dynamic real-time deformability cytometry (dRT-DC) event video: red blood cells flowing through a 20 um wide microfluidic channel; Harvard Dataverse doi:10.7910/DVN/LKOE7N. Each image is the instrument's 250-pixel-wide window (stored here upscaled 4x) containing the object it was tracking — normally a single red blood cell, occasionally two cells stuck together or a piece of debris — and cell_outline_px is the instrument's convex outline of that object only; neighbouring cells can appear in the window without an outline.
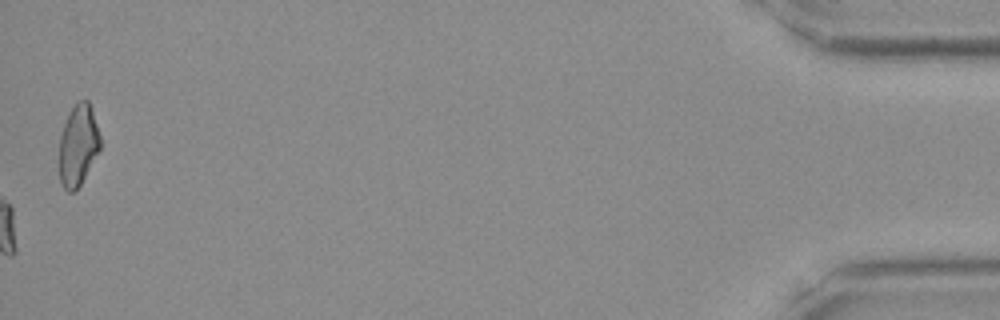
{"species": "Egyptian fruit bat (a non-hibernating species)", "species_latin": "Rousettus aegyptiacus", "temperature_condition": "room temperature", "stored_images_in_passage": 49, "camera_frame_rate_fps": 3000, "um_per_image_px": 0.085, "frame": {"image": 1, "passage_image": 49, "time_ms": 16.0, "image_size_px": [1000, 320], "cell_outline_px": [[100, 152], [80, 184], [72, 192], [68, 192], [64, 188], [60, 180], [60, 136], [68, 112], [76, 100], [88, 100], [92, 108], [100, 136]], "centroid_in_image_um": [6.66, 12.3], "position_along_channel_um": 428.5, "area_um2": 19.48}}